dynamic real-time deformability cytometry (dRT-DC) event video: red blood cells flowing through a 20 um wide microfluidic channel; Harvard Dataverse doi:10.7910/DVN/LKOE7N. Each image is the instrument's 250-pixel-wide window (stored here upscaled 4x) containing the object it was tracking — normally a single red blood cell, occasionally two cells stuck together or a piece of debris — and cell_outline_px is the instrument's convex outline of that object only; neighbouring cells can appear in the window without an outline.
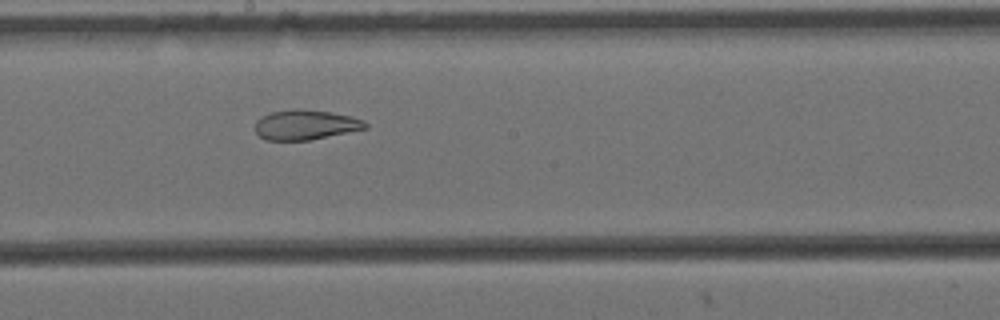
{"species": "Egyptian fruit bat (a non-hibernating species)", "species_latin": "Rousettus aegyptiacus", "temperature_condition": "cold", "stored_images_in_passage": 9, "camera_frame_rate_fps": 3000, "um_per_image_px": 0.085, "animal": {"sex": "female"}, "frame": {"image": 1, "passage_image": 9, "time_ms": 2.667, "image_size_px": [1000, 320], "cell_outline_px": [[368, 128], [308, 140], [264, 140], [256, 132], [256, 120], [260, 116], [272, 112], [296, 108], [328, 112], [348, 116], [364, 120], [368, 124]], "centroid_in_image_um": [25.94, 10.61], "position_along_channel_um": 222.3, "area_um2": 19.02}}